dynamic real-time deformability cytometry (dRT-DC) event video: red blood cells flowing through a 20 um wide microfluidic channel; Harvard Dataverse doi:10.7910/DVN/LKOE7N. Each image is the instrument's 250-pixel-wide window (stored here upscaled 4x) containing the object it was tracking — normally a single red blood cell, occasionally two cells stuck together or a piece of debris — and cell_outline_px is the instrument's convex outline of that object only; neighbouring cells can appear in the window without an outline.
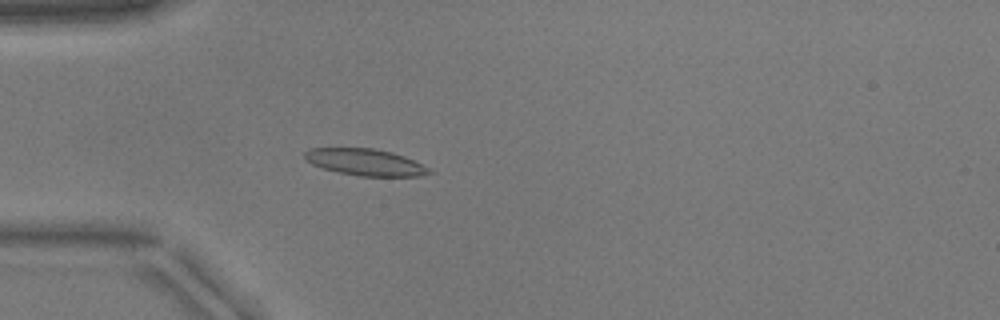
{"species": "common noctule bat (a hibernating species)", "species_latin": "Nyctalus noctula", "temperature_condition": "warm", "stored_images_in_passage": 38, "camera_frame_rate_fps": 3000, "um_per_image_px": 0.085, "animal": {"sex": "male", "body_mass_g": 17.9}, "frame": {"image": 1, "passage_image": 1, "time_ms": 0.0, "image_size_px": [1000, 320], "cell_outline_px": [[432, 172], [420, 176], [360, 176], [340, 172], [324, 168], [312, 164], [304, 156], [304, 152], [312, 148], [372, 148], [392, 152], [404, 156], [428, 168]], "centroid_in_image_um": [31.04, 13.78], "position_along_channel_um": 54.0, "area_um2": 18.96}}
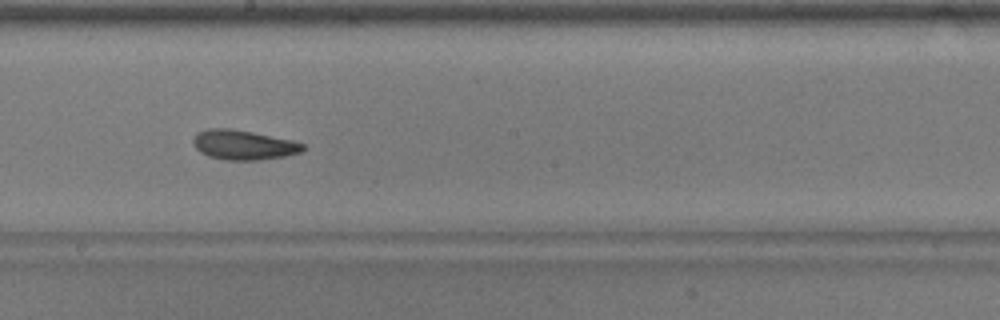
{"frame": {"image": 2, "passage_image": 15, "time_ms": 4.667, "image_size_px": [1000, 320], "cell_outline_px": [[304, 148], [300, 152], [284, 156], [260, 160], [224, 160], [208, 156], [200, 152], [192, 144], [192, 140], [196, 132], [208, 128], [232, 128], [292, 140], [304, 144]], "centroid_in_image_um": [20.64, 12.31], "position_along_channel_um": 227.6, "area_um2": 19.07}}
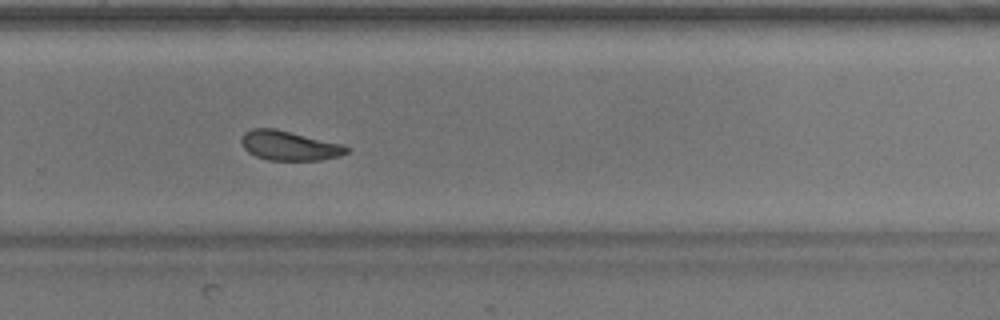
{"frame": {"image": 3, "passage_image": 21, "time_ms": 6.667, "image_size_px": [1000, 320], "cell_outline_px": [[348, 152], [340, 156], [320, 160], [268, 160], [256, 156], [248, 152], [244, 148], [240, 140], [244, 132], [252, 128], [276, 128], [340, 144], [348, 148]], "centroid_in_image_um": [24.54, 12.38], "position_along_channel_um": 305.3, "area_um2": 17.98}}